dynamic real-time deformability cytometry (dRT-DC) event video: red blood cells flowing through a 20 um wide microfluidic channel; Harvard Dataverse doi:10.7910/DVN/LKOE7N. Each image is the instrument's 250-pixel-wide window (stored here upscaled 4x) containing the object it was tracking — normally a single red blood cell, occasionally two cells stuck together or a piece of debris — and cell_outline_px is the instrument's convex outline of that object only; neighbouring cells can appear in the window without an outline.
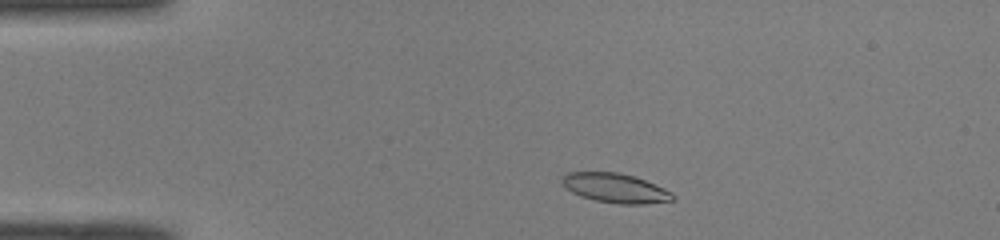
{"species": "common noctule bat (a hibernating species)", "species_latin": "Nyctalus noctula", "temperature_condition": "room temperature", "stored_images_in_passage": 44, "camera_frame_rate_fps": 3000, "um_per_image_px": 0.085, "animal": {"sex": "male", "body_mass_g": 19.0, "forearm_length_mm": 50.8}, "frame": {"image": 1, "passage_image": 4, "time_ms": 1.0, "image_size_px": [1000, 240], "cell_outline_px": [[676, 196], [672, 200], [644, 204], [620, 204], [596, 200], [580, 196], [572, 192], [560, 180], [560, 176], [564, 172], [616, 172], [632, 176], [644, 180], [664, 188], [672, 192]], "centroid_in_image_um": [52.27, 15.98], "position_along_channel_um": 32.7, "area_um2": 18.84}}
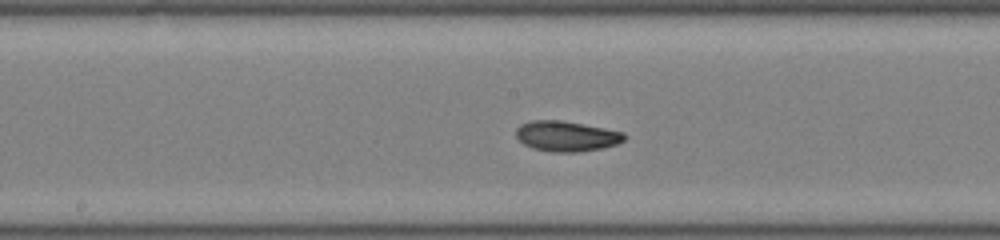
{"frame": {"image": 2, "passage_image": 20, "time_ms": 6.333, "image_size_px": [1000, 240], "cell_outline_px": [[624, 140], [616, 144], [600, 148], [580, 152], [552, 152], [532, 148], [524, 144], [516, 136], [516, 128], [520, 124], [532, 120], [560, 120], [604, 128], [624, 132]], "centroid_in_image_um": [48.11, 11.57], "position_along_channel_um": 200.1, "area_um2": 19.02}}
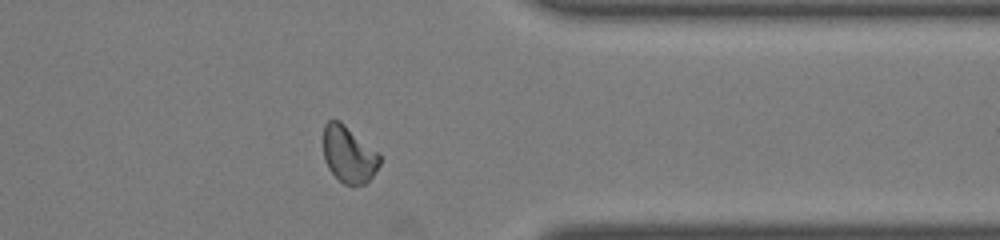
{"frame": {"image": 3, "passage_image": 34, "time_ms": 11.0, "image_size_px": [1000, 240], "cell_outline_px": [[380, 164], [372, 176], [364, 184], [344, 184], [328, 168], [324, 160], [324, 124], [328, 120], [340, 120], [380, 152]], "centroid_in_image_um": [29.66, 13.09], "position_along_channel_um": 381.7, "area_um2": 18.67}, "authors_computed_cell_mechanics": {"area_um2": 18.785, "velocity_mm_per_s": 4.0714, "shape_relaxation_time_tau1_ms": 2.746, "shape_relaxation_time_tau2_ms": 2.6001, "deformation_change_tau1": 0.1256, "deformation_change_tau2": 0.0699}}